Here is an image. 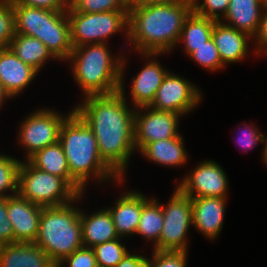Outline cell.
I'll use <instances>...</instances> for the list:
<instances>
[{"label": "cell", "instance_id": "cell-1", "mask_svg": "<svg viewBox=\"0 0 267 267\" xmlns=\"http://www.w3.org/2000/svg\"><path fill=\"white\" fill-rule=\"evenodd\" d=\"M122 61L119 91L85 97L74 111L92 129L101 158L124 179L125 168L135 148V109H130L124 95Z\"/></svg>", "mask_w": 267, "mask_h": 267}, {"label": "cell", "instance_id": "cell-2", "mask_svg": "<svg viewBox=\"0 0 267 267\" xmlns=\"http://www.w3.org/2000/svg\"><path fill=\"white\" fill-rule=\"evenodd\" d=\"M191 12V0L157 5L132 4L128 10L127 39L143 57L150 59L152 56L153 59L179 43L184 22Z\"/></svg>", "mask_w": 267, "mask_h": 267}, {"label": "cell", "instance_id": "cell-3", "mask_svg": "<svg viewBox=\"0 0 267 267\" xmlns=\"http://www.w3.org/2000/svg\"><path fill=\"white\" fill-rule=\"evenodd\" d=\"M59 142L68 161L71 178L82 189L93 175L98 181L110 178L124 181L101 158L92 129L75 111L62 124Z\"/></svg>", "mask_w": 267, "mask_h": 267}, {"label": "cell", "instance_id": "cell-4", "mask_svg": "<svg viewBox=\"0 0 267 267\" xmlns=\"http://www.w3.org/2000/svg\"><path fill=\"white\" fill-rule=\"evenodd\" d=\"M114 59L106 43L73 48L68 60L73 63L74 80L83 89L85 97L119 91L123 56Z\"/></svg>", "mask_w": 267, "mask_h": 267}, {"label": "cell", "instance_id": "cell-5", "mask_svg": "<svg viewBox=\"0 0 267 267\" xmlns=\"http://www.w3.org/2000/svg\"><path fill=\"white\" fill-rule=\"evenodd\" d=\"M72 203L44 207L35 244L58 264L64 257L83 247L80 209Z\"/></svg>", "mask_w": 267, "mask_h": 267}, {"label": "cell", "instance_id": "cell-6", "mask_svg": "<svg viewBox=\"0 0 267 267\" xmlns=\"http://www.w3.org/2000/svg\"><path fill=\"white\" fill-rule=\"evenodd\" d=\"M15 31L39 39L58 60L67 59L73 50L67 11H51L13 5Z\"/></svg>", "mask_w": 267, "mask_h": 267}, {"label": "cell", "instance_id": "cell-7", "mask_svg": "<svg viewBox=\"0 0 267 267\" xmlns=\"http://www.w3.org/2000/svg\"><path fill=\"white\" fill-rule=\"evenodd\" d=\"M21 198L41 207H56L79 200V195L64 179L41 171L28 160L18 171V193Z\"/></svg>", "mask_w": 267, "mask_h": 267}, {"label": "cell", "instance_id": "cell-8", "mask_svg": "<svg viewBox=\"0 0 267 267\" xmlns=\"http://www.w3.org/2000/svg\"><path fill=\"white\" fill-rule=\"evenodd\" d=\"M73 47L106 43L105 39L120 30L128 29V11L82 13L67 10Z\"/></svg>", "mask_w": 267, "mask_h": 267}, {"label": "cell", "instance_id": "cell-9", "mask_svg": "<svg viewBox=\"0 0 267 267\" xmlns=\"http://www.w3.org/2000/svg\"><path fill=\"white\" fill-rule=\"evenodd\" d=\"M164 224L154 250L187 251V232L192 220L191 198L177 187L167 206H161Z\"/></svg>", "mask_w": 267, "mask_h": 267}, {"label": "cell", "instance_id": "cell-10", "mask_svg": "<svg viewBox=\"0 0 267 267\" xmlns=\"http://www.w3.org/2000/svg\"><path fill=\"white\" fill-rule=\"evenodd\" d=\"M73 112L74 109L64 117L54 110L42 109L26 117L19 131V140L28 150L26 160L42 148L59 142L62 124Z\"/></svg>", "mask_w": 267, "mask_h": 267}, {"label": "cell", "instance_id": "cell-11", "mask_svg": "<svg viewBox=\"0 0 267 267\" xmlns=\"http://www.w3.org/2000/svg\"><path fill=\"white\" fill-rule=\"evenodd\" d=\"M181 116L178 113L156 110L150 106L137 107L134 125L135 148L141 151L148 143L180 136L178 120Z\"/></svg>", "mask_w": 267, "mask_h": 267}, {"label": "cell", "instance_id": "cell-12", "mask_svg": "<svg viewBox=\"0 0 267 267\" xmlns=\"http://www.w3.org/2000/svg\"><path fill=\"white\" fill-rule=\"evenodd\" d=\"M200 101L201 93L196 86L168 72L149 106L156 110L185 115Z\"/></svg>", "mask_w": 267, "mask_h": 267}, {"label": "cell", "instance_id": "cell-13", "mask_svg": "<svg viewBox=\"0 0 267 267\" xmlns=\"http://www.w3.org/2000/svg\"><path fill=\"white\" fill-rule=\"evenodd\" d=\"M227 176L215 161H203L178 185V189L190 198L222 197L227 194ZM195 192V193H194Z\"/></svg>", "mask_w": 267, "mask_h": 267}, {"label": "cell", "instance_id": "cell-14", "mask_svg": "<svg viewBox=\"0 0 267 267\" xmlns=\"http://www.w3.org/2000/svg\"><path fill=\"white\" fill-rule=\"evenodd\" d=\"M42 208L18 194L7 197V213L13 226L14 243L35 242Z\"/></svg>", "mask_w": 267, "mask_h": 267}, {"label": "cell", "instance_id": "cell-15", "mask_svg": "<svg viewBox=\"0 0 267 267\" xmlns=\"http://www.w3.org/2000/svg\"><path fill=\"white\" fill-rule=\"evenodd\" d=\"M226 198H191L193 226L210 239L216 238L222 230Z\"/></svg>", "mask_w": 267, "mask_h": 267}, {"label": "cell", "instance_id": "cell-16", "mask_svg": "<svg viewBox=\"0 0 267 267\" xmlns=\"http://www.w3.org/2000/svg\"><path fill=\"white\" fill-rule=\"evenodd\" d=\"M37 73V70L23 63L9 47L0 49V81L10 98L20 94Z\"/></svg>", "mask_w": 267, "mask_h": 267}, {"label": "cell", "instance_id": "cell-17", "mask_svg": "<svg viewBox=\"0 0 267 267\" xmlns=\"http://www.w3.org/2000/svg\"><path fill=\"white\" fill-rule=\"evenodd\" d=\"M0 267H57V264L34 242H16L0 246Z\"/></svg>", "mask_w": 267, "mask_h": 267}, {"label": "cell", "instance_id": "cell-18", "mask_svg": "<svg viewBox=\"0 0 267 267\" xmlns=\"http://www.w3.org/2000/svg\"><path fill=\"white\" fill-rule=\"evenodd\" d=\"M266 4L265 0H230L226 15L223 17L224 21L229 22L225 25L244 32L254 39L258 34Z\"/></svg>", "mask_w": 267, "mask_h": 267}, {"label": "cell", "instance_id": "cell-19", "mask_svg": "<svg viewBox=\"0 0 267 267\" xmlns=\"http://www.w3.org/2000/svg\"><path fill=\"white\" fill-rule=\"evenodd\" d=\"M144 195L136 191L124 193L115 202L113 208H108L119 237L136 233L142 207L149 201Z\"/></svg>", "mask_w": 267, "mask_h": 267}, {"label": "cell", "instance_id": "cell-20", "mask_svg": "<svg viewBox=\"0 0 267 267\" xmlns=\"http://www.w3.org/2000/svg\"><path fill=\"white\" fill-rule=\"evenodd\" d=\"M248 34L229 27L223 21H216L212 30V39L217 47L222 63L239 62L248 54Z\"/></svg>", "mask_w": 267, "mask_h": 267}, {"label": "cell", "instance_id": "cell-21", "mask_svg": "<svg viewBox=\"0 0 267 267\" xmlns=\"http://www.w3.org/2000/svg\"><path fill=\"white\" fill-rule=\"evenodd\" d=\"M167 73L168 71L162 68L155 58L150 60L140 73L133 78L131 99L136 108L149 106L152 103Z\"/></svg>", "mask_w": 267, "mask_h": 267}, {"label": "cell", "instance_id": "cell-22", "mask_svg": "<svg viewBox=\"0 0 267 267\" xmlns=\"http://www.w3.org/2000/svg\"><path fill=\"white\" fill-rule=\"evenodd\" d=\"M28 161L37 169L64 179L79 195L84 194V190L71 178L68 161L60 142L42 148Z\"/></svg>", "mask_w": 267, "mask_h": 267}, {"label": "cell", "instance_id": "cell-23", "mask_svg": "<svg viewBox=\"0 0 267 267\" xmlns=\"http://www.w3.org/2000/svg\"><path fill=\"white\" fill-rule=\"evenodd\" d=\"M80 221L84 247L93 248L96 245L120 238L107 208L97 211L90 216H86L80 210Z\"/></svg>", "mask_w": 267, "mask_h": 267}, {"label": "cell", "instance_id": "cell-24", "mask_svg": "<svg viewBox=\"0 0 267 267\" xmlns=\"http://www.w3.org/2000/svg\"><path fill=\"white\" fill-rule=\"evenodd\" d=\"M183 137L158 140L148 143L141 151L148 160L167 166H181L187 161Z\"/></svg>", "mask_w": 267, "mask_h": 267}, {"label": "cell", "instance_id": "cell-25", "mask_svg": "<svg viewBox=\"0 0 267 267\" xmlns=\"http://www.w3.org/2000/svg\"><path fill=\"white\" fill-rule=\"evenodd\" d=\"M9 49L23 62L39 72L44 63L55 58L47 47L37 38L16 33L10 42Z\"/></svg>", "mask_w": 267, "mask_h": 267}, {"label": "cell", "instance_id": "cell-26", "mask_svg": "<svg viewBox=\"0 0 267 267\" xmlns=\"http://www.w3.org/2000/svg\"><path fill=\"white\" fill-rule=\"evenodd\" d=\"M216 20L202 17L193 11L184 22L179 42L184 43L188 56L212 38V30Z\"/></svg>", "mask_w": 267, "mask_h": 267}, {"label": "cell", "instance_id": "cell-27", "mask_svg": "<svg viewBox=\"0 0 267 267\" xmlns=\"http://www.w3.org/2000/svg\"><path fill=\"white\" fill-rule=\"evenodd\" d=\"M164 224L163 211L156 199H150L143 207L136 234L154 241L156 244Z\"/></svg>", "mask_w": 267, "mask_h": 267}, {"label": "cell", "instance_id": "cell-28", "mask_svg": "<svg viewBox=\"0 0 267 267\" xmlns=\"http://www.w3.org/2000/svg\"><path fill=\"white\" fill-rule=\"evenodd\" d=\"M21 162L14 157L0 154V197H10L18 193V171ZM7 190H11L13 195L5 194Z\"/></svg>", "mask_w": 267, "mask_h": 267}, {"label": "cell", "instance_id": "cell-29", "mask_svg": "<svg viewBox=\"0 0 267 267\" xmlns=\"http://www.w3.org/2000/svg\"><path fill=\"white\" fill-rule=\"evenodd\" d=\"M120 238L107 241L93 247L99 267H116L128 253Z\"/></svg>", "mask_w": 267, "mask_h": 267}, {"label": "cell", "instance_id": "cell-30", "mask_svg": "<svg viewBox=\"0 0 267 267\" xmlns=\"http://www.w3.org/2000/svg\"><path fill=\"white\" fill-rule=\"evenodd\" d=\"M69 6L74 11L82 13L129 10L124 0H69Z\"/></svg>", "mask_w": 267, "mask_h": 267}, {"label": "cell", "instance_id": "cell-31", "mask_svg": "<svg viewBox=\"0 0 267 267\" xmlns=\"http://www.w3.org/2000/svg\"><path fill=\"white\" fill-rule=\"evenodd\" d=\"M15 34L13 3L11 0H0V49L8 48Z\"/></svg>", "mask_w": 267, "mask_h": 267}, {"label": "cell", "instance_id": "cell-32", "mask_svg": "<svg viewBox=\"0 0 267 267\" xmlns=\"http://www.w3.org/2000/svg\"><path fill=\"white\" fill-rule=\"evenodd\" d=\"M189 56L196 61L198 65H201L207 70L215 71L225 67L212 38L200 47H197V50L192 52Z\"/></svg>", "mask_w": 267, "mask_h": 267}, {"label": "cell", "instance_id": "cell-33", "mask_svg": "<svg viewBox=\"0 0 267 267\" xmlns=\"http://www.w3.org/2000/svg\"><path fill=\"white\" fill-rule=\"evenodd\" d=\"M198 1L191 0L192 11L199 16L211 18L216 21L222 20L219 18L220 14L223 17L226 15L230 2V0H203V3L200 4ZM217 11L221 13H217Z\"/></svg>", "mask_w": 267, "mask_h": 267}, {"label": "cell", "instance_id": "cell-34", "mask_svg": "<svg viewBox=\"0 0 267 267\" xmlns=\"http://www.w3.org/2000/svg\"><path fill=\"white\" fill-rule=\"evenodd\" d=\"M187 251L154 250L149 267H186Z\"/></svg>", "mask_w": 267, "mask_h": 267}, {"label": "cell", "instance_id": "cell-35", "mask_svg": "<svg viewBox=\"0 0 267 267\" xmlns=\"http://www.w3.org/2000/svg\"><path fill=\"white\" fill-rule=\"evenodd\" d=\"M64 263L69 267H98L94 249L84 246L64 257L57 267H62Z\"/></svg>", "mask_w": 267, "mask_h": 267}, {"label": "cell", "instance_id": "cell-36", "mask_svg": "<svg viewBox=\"0 0 267 267\" xmlns=\"http://www.w3.org/2000/svg\"><path fill=\"white\" fill-rule=\"evenodd\" d=\"M14 243V231L7 213V197H0V246Z\"/></svg>", "mask_w": 267, "mask_h": 267}, {"label": "cell", "instance_id": "cell-37", "mask_svg": "<svg viewBox=\"0 0 267 267\" xmlns=\"http://www.w3.org/2000/svg\"><path fill=\"white\" fill-rule=\"evenodd\" d=\"M13 5L43 8L51 11H67L69 0H11Z\"/></svg>", "mask_w": 267, "mask_h": 267}, {"label": "cell", "instance_id": "cell-38", "mask_svg": "<svg viewBox=\"0 0 267 267\" xmlns=\"http://www.w3.org/2000/svg\"><path fill=\"white\" fill-rule=\"evenodd\" d=\"M258 128H255L254 126H248V124L245 125V128H243L242 134L237 139V142L241 144L242 148L244 149H250L253 148L257 142H263L264 134H261L257 130Z\"/></svg>", "mask_w": 267, "mask_h": 267}, {"label": "cell", "instance_id": "cell-39", "mask_svg": "<svg viewBox=\"0 0 267 267\" xmlns=\"http://www.w3.org/2000/svg\"><path fill=\"white\" fill-rule=\"evenodd\" d=\"M263 16L260 24V28L255 39L257 40V49L256 53L262 55V51L267 49V4L263 10Z\"/></svg>", "mask_w": 267, "mask_h": 267}, {"label": "cell", "instance_id": "cell-40", "mask_svg": "<svg viewBox=\"0 0 267 267\" xmlns=\"http://www.w3.org/2000/svg\"><path fill=\"white\" fill-rule=\"evenodd\" d=\"M116 267H149V259L138 254L132 255L128 252Z\"/></svg>", "mask_w": 267, "mask_h": 267}, {"label": "cell", "instance_id": "cell-41", "mask_svg": "<svg viewBox=\"0 0 267 267\" xmlns=\"http://www.w3.org/2000/svg\"><path fill=\"white\" fill-rule=\"evenodd\" d=\"M183 0H139L137 5H157V4H170L174 2H180Z\"/></svg>", "mask_w": 267, "mask_h": 267}, {"label": "cell", "instance_id": "cell-42", "mask_svg": "<svg viewBox=\"0 0 267 267\" xmlns=\"http://www.w3.org/2000/svg\"><path fill=\"white\" fill-rule=\"evenodd\" d=\"M7 98L10 99V96L3 89V86H2L1 81H0V108H1V105L3 104V101H5V99H7Z\"/></svg>", "mask_w": 267, "mask_h": 267}, {"label": "cell", "instance_id": "cell-43", "mask_svg": "<svg viewBox=\"0 0 267 267\" xmlns=\"http://www.w3.org/2000/svg\"><path fill=\"white\" fill-rule=\"evenodd\" d=\"M263 142L265 143V147H264V151H263V159L265 161V163L267 164V138L263 139Z\"/></svg>", "mask_w": 267, "mask_h": 267}, {"label": "cell", "instance_id": "cell-44", "mask_svg": "<svg viewBox=\"0 0 267 267\" xmlns=\"http://www.w3.org/2000/svg\"><path fill=\"white\" fill-rule=\"evenodd\" d=\"M124 2H125L128 6H130V5H132V4H136V3H138L139 0H124Z\"/></svg>", "mask_w": 267, "mask_h": 267}]
</instances>
